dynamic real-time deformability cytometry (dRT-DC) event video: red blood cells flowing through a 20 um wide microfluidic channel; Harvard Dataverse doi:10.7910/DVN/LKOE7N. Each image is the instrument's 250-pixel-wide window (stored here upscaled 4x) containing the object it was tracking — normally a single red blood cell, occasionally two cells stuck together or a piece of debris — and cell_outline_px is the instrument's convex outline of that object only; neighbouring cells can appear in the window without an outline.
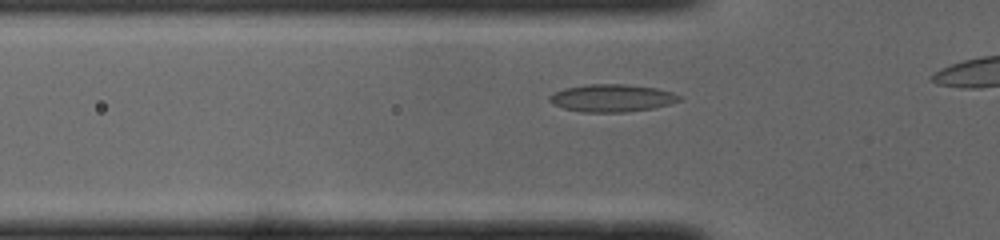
{"species": "common noctule bat (a hibernating species)", "species_latin": "Nyctalus noctula", "temperature_condition": "cold", "stored_images_in_passage": 13, "camera_frame_rate_fps": 3000, "um_per_image_px": 0.085, "animal": {"sex": "male", "body_mass_g": 19.0, "forearm_length_mm": 50.8}, "frame": {"image": 1, "passage_image": 8, "time_ms": 2.333, "image_size_px": [1000, 240], "cell_outline_px": [[684, 96], [680, 100], [656, 108], [628, 112], [580, 112], [564, 108], [552, 104], [548, 100], [548, 96], [564, 88], [588, 84], [624, 84], [656, 88], [672, 92]], "centroid_in_image_um": [52.02, 8.34], "position_along_channel_um": 73.8, "area_um2": 20.98}}